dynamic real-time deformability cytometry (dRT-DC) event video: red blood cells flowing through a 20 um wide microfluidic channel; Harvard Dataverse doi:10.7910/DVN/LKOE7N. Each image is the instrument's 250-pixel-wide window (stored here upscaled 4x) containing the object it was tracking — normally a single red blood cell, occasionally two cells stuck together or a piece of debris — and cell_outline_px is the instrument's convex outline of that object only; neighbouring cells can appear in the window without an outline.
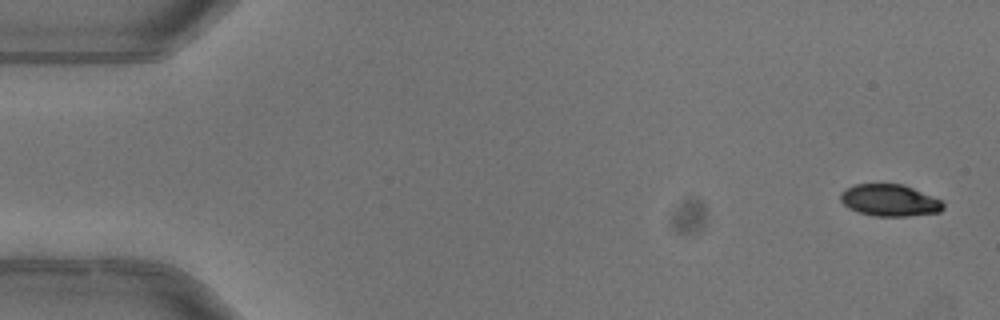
{"species": "common noctule bat (a hibernating species)", "species_latin": "Nyctalus noctula", "temperature_condition": "warm", "stored_images_in_passage": 6, "camera_frame_rate_fps": 3000, "um_per_image_px": 0.085, "animal": {"sex": "female"}, "frame": {"image": 1, "passage_image": 1, "time_ms": 0.0, "image_size_px": [1000, 320], "cell_outline_px": [[944, 208], [940, 212], [908, 216], [872, 216], [856, 212], [848, 208], [840, 200], [840, 192], [856, 184], [904, 184], [940, 200], [944, 204]], "centroid_in_image_um": [75.59, 17.04], "position_along_channel_um": 9.4, "area_um2": 19.07}}
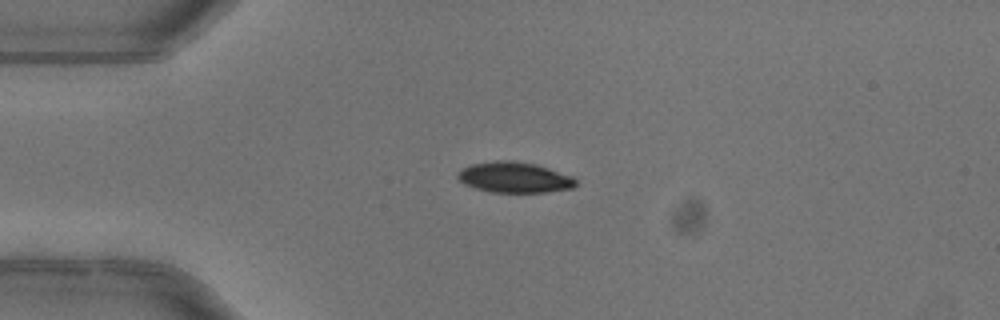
{"frame": {"image": 2, "passage_image": 4, "time_ms": 1.0, "image_size_px": [1000, 320], "cell_outline_px": [[576, 184], [572, 188], [544, 192], [492, 192], [476, 188], [464, 184], [456, 176], [464, 168], [472, 164], [496, 160], [512, 160], [536, 164], [572, 176], [576, 180]], "centroid_in_image_um": [43.73, 15.07], "position_along_channel_um": 41.3, "area_um2": 20.87}}